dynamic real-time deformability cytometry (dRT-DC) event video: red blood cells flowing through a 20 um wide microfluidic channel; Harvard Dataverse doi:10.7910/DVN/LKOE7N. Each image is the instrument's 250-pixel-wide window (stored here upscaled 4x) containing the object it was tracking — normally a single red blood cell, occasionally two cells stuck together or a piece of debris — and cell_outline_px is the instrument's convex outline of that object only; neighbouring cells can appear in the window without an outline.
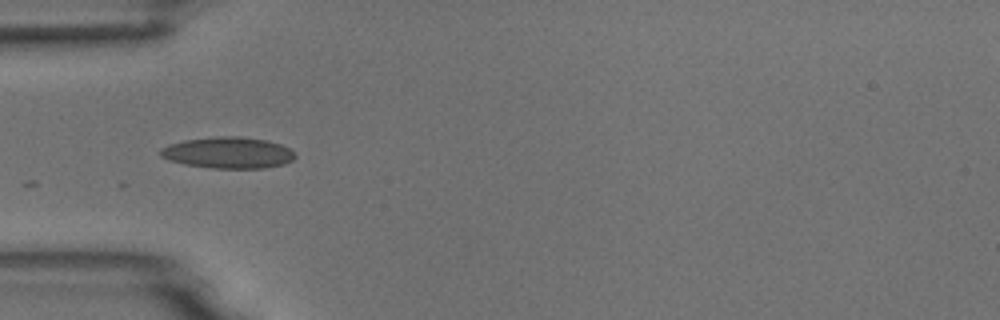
{"species": "common noctule bat (a hibernating species)", "species_latin": "Nyctalus noctula", "temperature_condition": "room temperature", "stored_images_in_passage": 8, "camera_frame_rate_fps": 3000, "um_per_image_px": 0.085, "animal": {"sex": "male", "body_mass_g": 18.8}, "frame": {"image": 1, "passage_image": 1, "time_ms": 0.0, "image_size_px": [1000, 320], "cell_outline_px": [[296, 156], [292, 160], [284, 164], [264, 168], [212, 168], [184, 164], [168, 160], [160, 156], [160, 148], [168, 144], [184, 140], [220, 136], [240, 136], [264, 140], [280, 144], [288, 148]], "centroid_in_image_um": [19.35, 12.98], "position_along_channel_um": 65.7, "area_um2": 24.51}}